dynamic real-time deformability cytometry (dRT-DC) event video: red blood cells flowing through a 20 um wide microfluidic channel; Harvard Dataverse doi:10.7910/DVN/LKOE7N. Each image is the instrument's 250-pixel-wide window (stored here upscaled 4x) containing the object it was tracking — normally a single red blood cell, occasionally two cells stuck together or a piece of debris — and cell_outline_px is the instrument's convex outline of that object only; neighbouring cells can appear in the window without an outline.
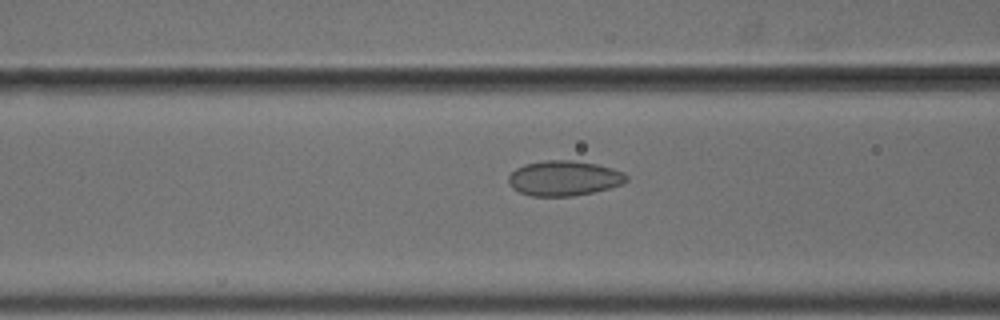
{"species": "common noctule bat (a hibernating species)", "species_latin": "Nyctalus noctula", "temperature_condition": "cold", "stored_images_in_passage": 38, "camera_frame_rate_fps": 3000, "um_per_image_px": 0.085, "animal": {"sex": "male", "body_mass_g": 18.8}, "frame": {"image": 1, "passage_image": 6, "time_ms": 1.667, "image_size_px": [1000, 320], "cell_outline_px": [[628, 180], [624, 184], [592, 192], [572, 196], [532, 196], [520, 192], [512, 188], [508, 184], [508, 176], [516, 168], [524, 164], [544, 160], [572, 160], [596, 164], [612, 168], [624, 172], [628, 176]], "centroid_in_image_um": [47.94, 15.14], "position_along_channel_um": 118.7, "area_um2": 24.22}}
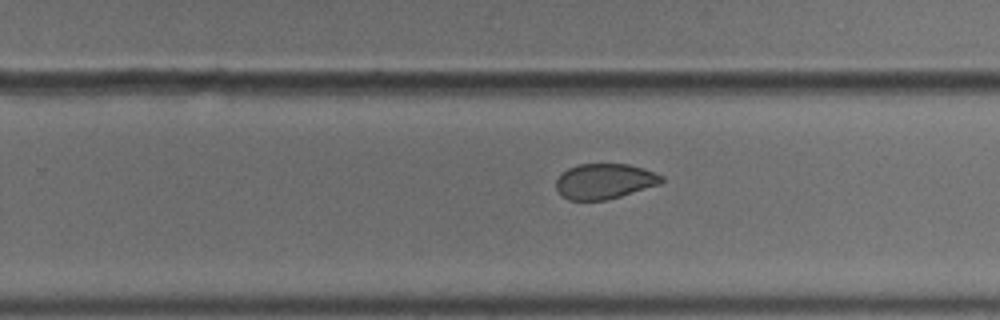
{"frame": {"image": 2, "passage_image": 19, "time_ms": 6.0, "image_size_px": [1000, 320], "cell_outline_px": [[664, 180], [660, 184], [620, 196], [604, 200], [568, 200], [560, 196], [556, 188], [556, 180], [568, 168], [580, 164], [628, 164], [644, 168], [664, 176]], "centroid_in_image_um": [51.38, 15.41], "position_along_channel_um": 278.4, "area_um2": 21.68}}
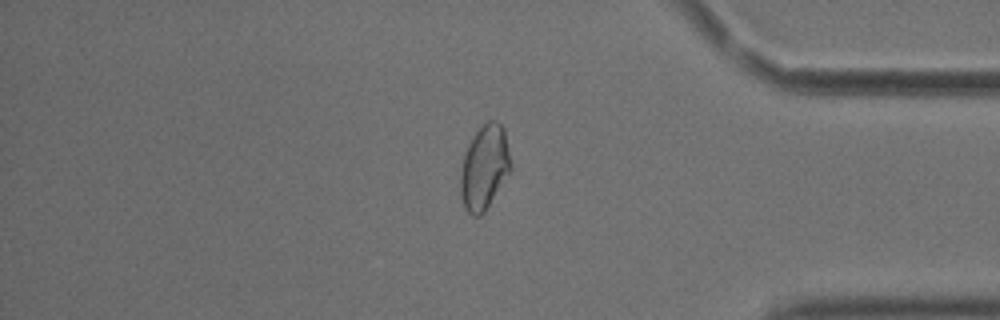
{"frame": {"image": 3, "passage_image": 30, "time_ms": 9.667, "image_size_px": [1000, 320], "cell_outline_px": [[512, 168], [484, 212], [480, 216], [472, 216], [464, 208], [460, 192], [460, 176], [464, 152], [468, 144], [476, 132], [488, 120], [496, 120], [504, 128], [512, 164]], "centroid_in_image_um": [41.17, 14.22], "position_along_channel_um": 394.0, "area_um2": 24.68}, "authors_computed_cell_mechanics": {"area_um2": 23.698, "velocity_mm_per_s": 3.6903, "shape_relaxation_time_tau1_ms": null, "shape_relaxation_time_tau2_ms": 1.8362, "deformation_change_tau1": null, "deformation_change_tau2": 0.0434}}